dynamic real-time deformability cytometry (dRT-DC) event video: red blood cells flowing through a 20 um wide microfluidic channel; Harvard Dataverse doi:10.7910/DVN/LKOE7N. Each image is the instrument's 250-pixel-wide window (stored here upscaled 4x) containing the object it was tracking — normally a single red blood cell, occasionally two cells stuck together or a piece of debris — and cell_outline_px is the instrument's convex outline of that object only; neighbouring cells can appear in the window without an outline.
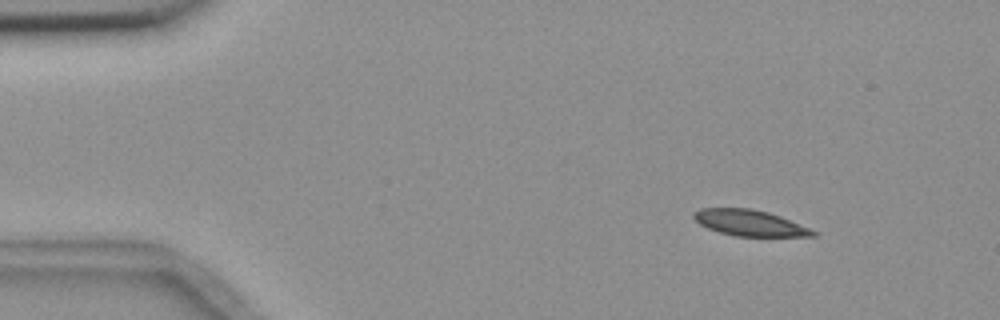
{"species": "common noctule bat (a hibernating species)", "species_latin": "Nyctalus noctula", "temperature_condition": "room temperature", "stored_images_in_passage": 3, "camera_frame_rate_fps": 3000, "um_per_image_px": 0.085, "animal": {"sex": "female", "body_mass_g": 18.4}, "frame": {"image": 1, "passage_image": 1, "time_ms": 0.0, "image_size_px": [1000, 320], "cell_outline_px": [[816, 236], [736, 236], [720, 232], [708, 228], [700, 224], [692, 216], [692, 212], [700, 208], [752, 208], [768, 212], [780, 216], [808, 228], [816, 232]], "centroid_in_image_um": [63.67, 18.93], "position_along_channel_um": 21.3, "area_um2": 17.86}}